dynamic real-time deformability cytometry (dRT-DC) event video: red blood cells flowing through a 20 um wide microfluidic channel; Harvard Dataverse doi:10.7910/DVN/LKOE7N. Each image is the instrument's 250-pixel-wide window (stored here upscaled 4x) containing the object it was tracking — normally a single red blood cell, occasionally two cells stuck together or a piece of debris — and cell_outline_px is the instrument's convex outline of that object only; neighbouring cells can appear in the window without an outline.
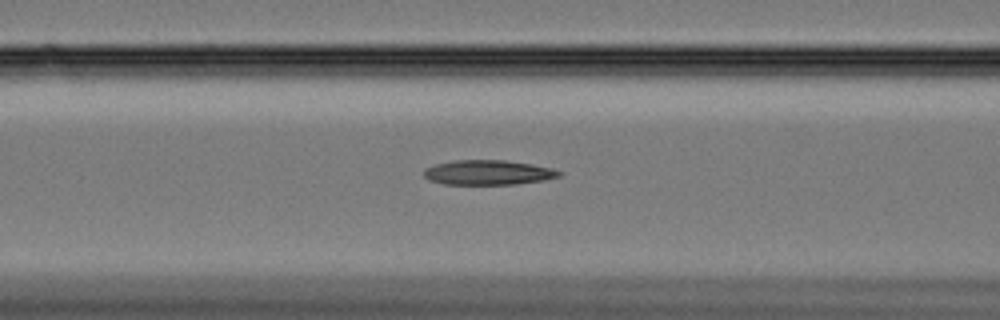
{"species": "Egyptian fruit bat (a non-hibernating species)", "species_latin": "Rousettus aegyptiacus", "temperature_condition": "cold", "stored_images_in_passage": 59, "camera_frame_rate_fps": 3000, "um_per_image_px": 0.085, "animal": {"sex": "female"}, "frame": {"image": 1, "passage_image": 24, "time_ms": 7.667, "image_size_px": [1000, 320], "cell_outline_px": [[564, 172], [560, 176], [544, 180], [516, 184], [444, 184], [428, 180], [424, 176], [424, 168], [436, 164], [452, 160], [504, 160], [532, 164], [552, 168]], "centroid_in_image_um": [41.49, 14.66], "position_along_channel_um": 125.1, "area_um2": 19.59}}
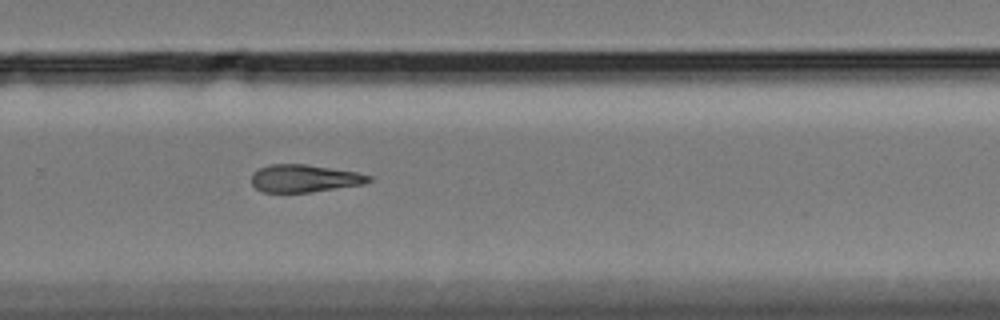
{"frame": {"image": 2, "passage_image": 40, "time_ms": 13.0, "image_size_px": [1000, 320], "cell_outline_px": [[372, 180], [364, 184], [312, 192], [264, 192], [256, 188], [252, 184], [252, 172], [260, 168], [272, 164], [304, 164], [356, 172], [372, 176]], "centroid_in_image_um": [25.88, 15.17], "position_along_channel_um": 303.9, "area_um2": 18.73}}
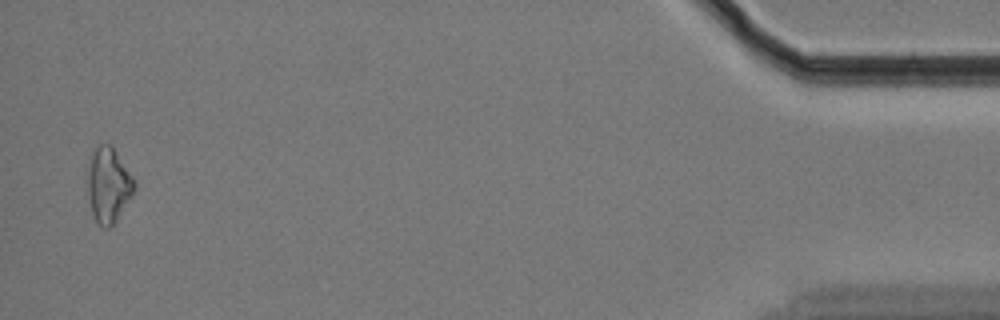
{"frame": {"image": 3, "passage_image": 58, "time_ms": 19.0, "image_size_px": [1000, 320], "cell_outline_px": [[136, 184], [132, 196], [116, 220], [108, 228], [104, 228], [92, 216], [88, 196], [88, 172], [92, 152], [100, 144], [112, 144], [136, 180]], "centroid_in_image_um": [9.24, 15.71], "position_along_channel_um": 426.0, "area_um2": 20.46}, "authors_computed_cell_mechanics": {"area_um2": 19.5942, "velocity_mm_per_s": 3.3613, "shape_relaxation_time_tau1_ms": 8.079, "shape_relaxation_time_tau2_ms": null, "deformation_change_tau1": 0.1544, "deformation_change_tau2": null}}